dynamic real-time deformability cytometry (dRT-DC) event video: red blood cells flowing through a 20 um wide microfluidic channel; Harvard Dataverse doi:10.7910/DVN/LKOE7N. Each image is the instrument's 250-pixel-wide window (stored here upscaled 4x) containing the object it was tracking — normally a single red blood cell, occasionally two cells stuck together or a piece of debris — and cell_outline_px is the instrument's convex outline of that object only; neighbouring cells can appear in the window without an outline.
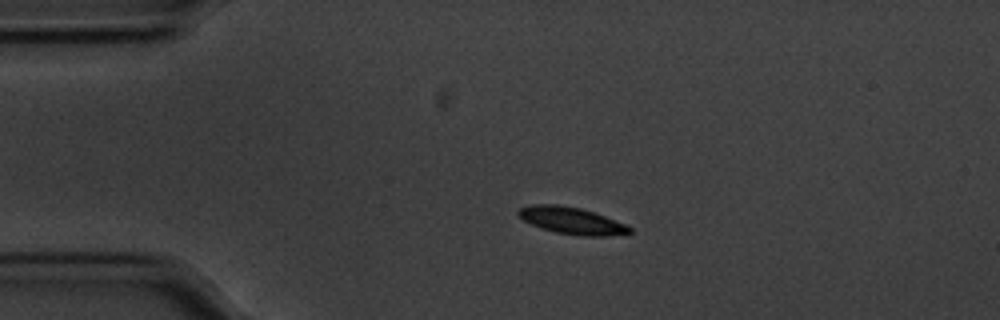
{"species": "common noctule bat (a hibernating species)", "species_latin": "Nyctalus noctula", "temperature_condition": "cold", "stored_images_in_passage": 46, "camera_frame_rate_fps": 3000, "um_per_image_px": 0.085, "animal": {"sex": "male", "body_mass_g": 20.1, "forearm_length_mm": 53.5}, "frame": {"image": 1, "passage_image": 1, "time_ms": 0.0, "image_size_px": [1000, 320], "cell_outline_px": [[632, 232], [604, 236], [580, 236], [556, 232], [540, 228], [524, 220], [516, 212], [520, 208], [532, 204], [556, 204], [580, 208], [604, 216], [624, 224], [632, 228]], "centroid_in_image_um": [48.56, 18.75], "position_along_channel_um": 36.4, "area_um2": 17.17}}
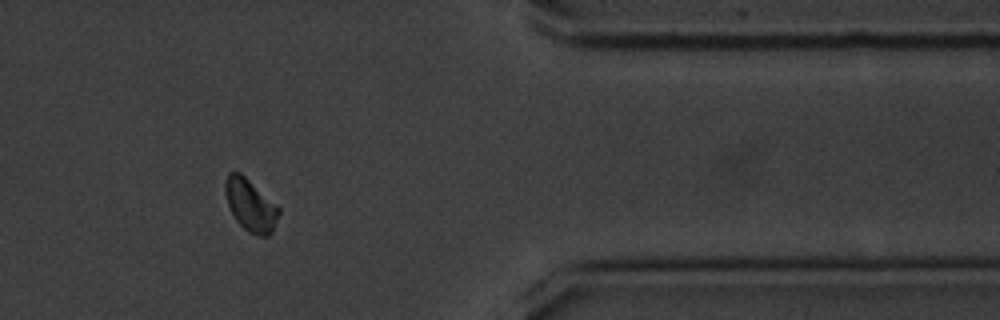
{"frame": {"image": 2, "passage_image": 36, "time_ms": 11.667, "image_size_px": [1000, 320], "cell_outline_px": [[280, 212], [272, 232], [268, 236], [260, 236], [248, 232], [236, 220], [228, 204], [224, 192], [224, 180], [228, 172], [240, 172], [280, 208]], "centroid_in_image_um": [21.27, 17.43], "position_along_channel_um": 390.1, "area_um2": 16.18}}
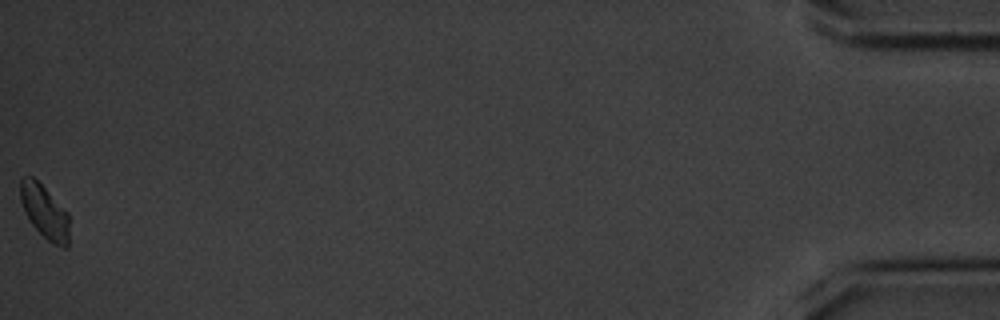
{"frame": {"image": 3, "passage_image": 46, "time_ms": 15.0, "image_size_px": [1000, 320], "cell_outline_px": [[68, 248], [64, 248], [52, 244], [32, 224], [24, 212], [20, 200], [20, 180], [24, 176], [32, 176], [68, 212]], "centroid_in_image_um": [3.78, 18.01], "position_along_channel_um": 431.4, "area_um2": 15.09}, "authors_computed_cell_mechanics": {"area_um2": 16.5308, "velocity_mm_per_s": 3.5085, "shape_relaxation_time_tau1_ms": 4.6333, "shape_relaxation_time_tau2_ms": null, "deformation_change_tau1": 0.1697, "deformation_change_tau2": null}}